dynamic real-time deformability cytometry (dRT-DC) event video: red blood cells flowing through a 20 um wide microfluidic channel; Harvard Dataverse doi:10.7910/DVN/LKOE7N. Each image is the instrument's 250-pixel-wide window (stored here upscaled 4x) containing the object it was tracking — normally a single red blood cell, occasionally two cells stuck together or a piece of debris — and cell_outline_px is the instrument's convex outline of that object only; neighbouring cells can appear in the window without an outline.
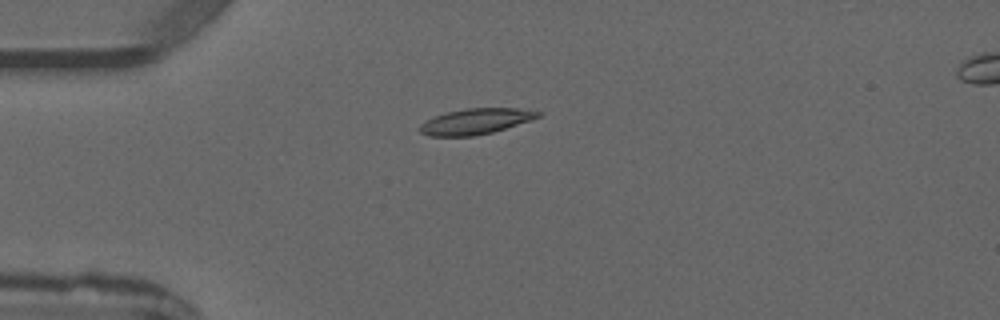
{"species": "common noctule bat (a hibernating species)", "species_latin": "Nyctalus noctula", "temperature_condition": "warm", "stored_images_in_passage": 3, "camera_frame_rate_fps": 3000, "um_per_image_px": 0.085, "animal": {"sex": "male", "forearm_length_mm": 52.5}, "frame": {"image": 1, "passage_image": 2, "time_ms": 1.0, "image_size_px": [1000, 320], "cell_outline_px": [[544, 112], [540, 116], [492, 132], [472, 136], [428, 136], [420, 132], [420, 124], [432, 116], [464, 108], [516, 108]], "centroid_in_image_um": [40.38, 10.31], "position_along_channel_um": 44.6, "area_um2": 17.51}}